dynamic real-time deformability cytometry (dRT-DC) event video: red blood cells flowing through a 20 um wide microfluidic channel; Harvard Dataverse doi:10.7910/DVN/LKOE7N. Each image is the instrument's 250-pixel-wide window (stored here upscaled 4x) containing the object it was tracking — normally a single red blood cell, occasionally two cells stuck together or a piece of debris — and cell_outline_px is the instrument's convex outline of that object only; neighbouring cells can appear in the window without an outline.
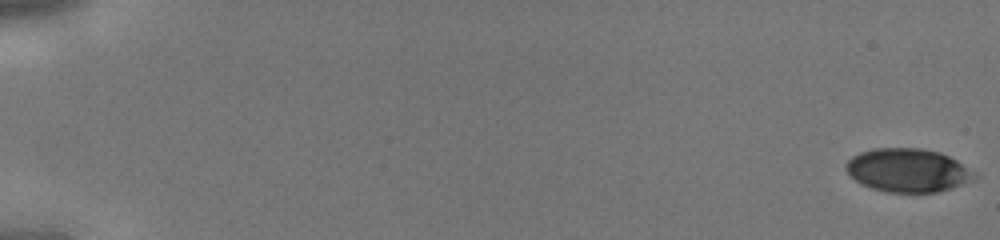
{"species": "human", "species_latin": "Homo sapiens", "temperature_condition": "cold", "stored_images_in_passage": 45, "camera_frame_rate_fps": 3000, "um_per_image_px": 0.085, "donor": {"sex": "male"}, "frame": {"image": 1, "passage_image": 1, "time_ms": 0.0, "image_size_px": [1000, 240], "cell_outline_px": [[980, 176], [972, 180], [936, 192], [888, 192], [872, 188], [860, 184], [844, 168], [844, 164], [852, 156], [860, 152], [872, 148], [920, 148], [940, 152], [956, 160]], "centroid_in_image_um": [77.13, 14.46], "position_along_channel_um": 7.9, "area_um2": 32.37}}
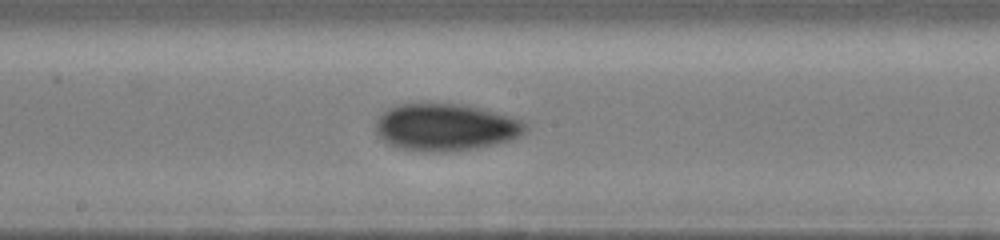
{"frame": {"image": 2, "passage_image": 26, "time_ms": 8.333, "image_size_px": [1000, 240], "cell_outline_px": [[528, 124], [524, 132], [512, 140], [476, 148], [396, 148], [388, 144], [376, 132], [376, 120], [388, 108], [396, 104], [464, 104], [480, 108], [508, 116], [520, 120]], "centroid_in_image_um": [37.88, 10.76], "position_along_channel_um": 210.3, "area_um2": 39.59}}
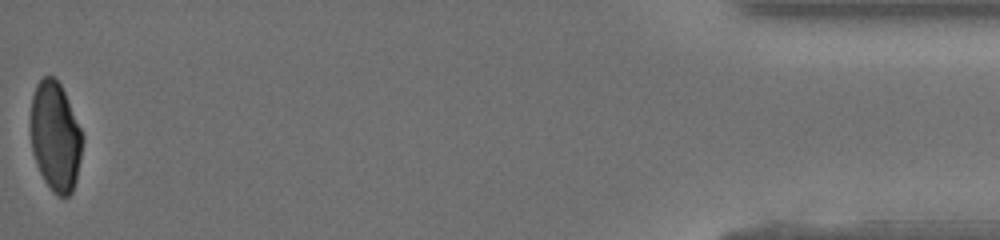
{"frame": {"image": 3, "passage_image": 45, "time_ms": 14.667, "image_size_px": [1000, 240], "cell_outline_px": [[84, 140], [76, 180], [72, 192], [68, 196], [56, 196], [52, 192], [44, 180], [36, 164], [32, 152], [28, 124], [32, 96], [36, 84], [44, 76], [52, 76], [60, 84], [64, 92], [84, 136]], "centroid_in_image_um": [4.67, 11.62], "position_along_channel_um": 430.5, "area_um2": 33.64}}